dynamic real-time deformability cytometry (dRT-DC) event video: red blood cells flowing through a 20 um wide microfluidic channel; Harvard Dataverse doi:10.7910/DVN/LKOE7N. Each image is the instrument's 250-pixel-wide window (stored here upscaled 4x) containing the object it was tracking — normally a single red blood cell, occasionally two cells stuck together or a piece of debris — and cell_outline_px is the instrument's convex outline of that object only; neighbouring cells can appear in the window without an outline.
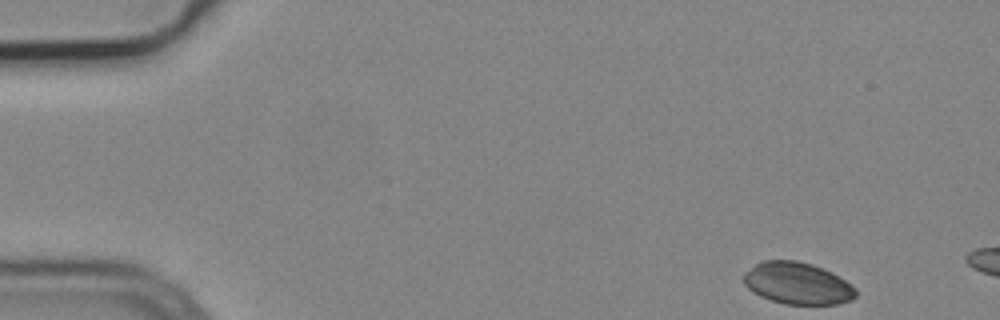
{"species": "common noctule bat (a hibernating species)", "species_latin": "Nyctalus noctula", "temperature_condition": "cold", "stored_images_in_passage": 10, "camera_frame_rate_fps": 3000, "um_per_image_px": 0.085, "animal": {"sex": "male", "body_mass_g": 19.2, "forearm_length_mm": 51.8}, "frame": {"image": 1, "passage_image": 1, "time_ms": 0.0, "image_size_px": [1000, 320], "cell_outline_px": [[856, 296], [840, 304], [784, 304], [760, 296], [752, 292], [744, 284], [744, 272], [760, 260], [796, 260], [812, 264], [832, 272], [852, 284], [856, 288]], "centroid_in_image_um": [67.77, 24.07], "position_along_channel_um": 17.2, "area_um2": 27.51}}